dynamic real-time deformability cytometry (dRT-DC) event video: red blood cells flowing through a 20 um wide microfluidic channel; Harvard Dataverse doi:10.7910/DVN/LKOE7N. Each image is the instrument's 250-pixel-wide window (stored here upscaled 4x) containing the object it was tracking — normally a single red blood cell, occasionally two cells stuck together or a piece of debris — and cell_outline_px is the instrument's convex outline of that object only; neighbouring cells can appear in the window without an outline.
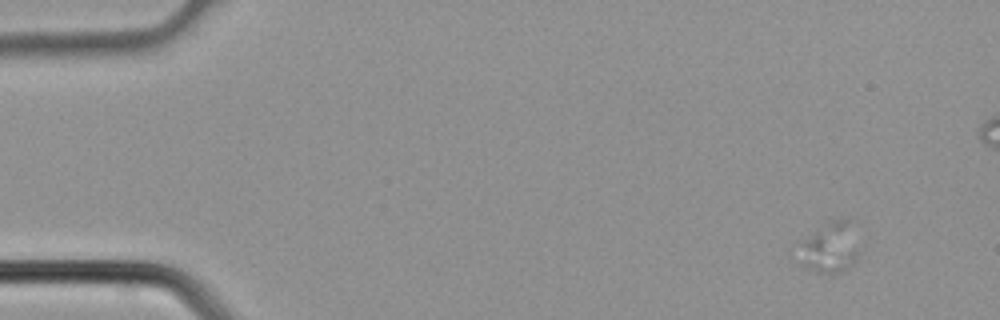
{"species": "common noctule bat (a hibernating species)", "species_latin": "Nyctalus noctula", "temperature_condition": "cold", "stored_images_in_passage": 5, "camera_frame_rate_fps": 3000, "um_per_image_px": 0.085, "animal": {"sex": "male", "body_mass_g": 21.5, "forearm_length_mm": 52.0}, "frame": {"image": 1, "passage_image": 1, "time_ms": 0.0, "image_size_px": [1000, 320], "cell_outline_px": [[856, 260], [852, 264], [840, 272], [816, 272], [804, 264], [804, 240], [828, 220], [848, 220], [856, 252]], "centroid_in_image_um": [70.57, 21.05], "position_along_channel_um": 14.4, "area_um2": 15.9}}